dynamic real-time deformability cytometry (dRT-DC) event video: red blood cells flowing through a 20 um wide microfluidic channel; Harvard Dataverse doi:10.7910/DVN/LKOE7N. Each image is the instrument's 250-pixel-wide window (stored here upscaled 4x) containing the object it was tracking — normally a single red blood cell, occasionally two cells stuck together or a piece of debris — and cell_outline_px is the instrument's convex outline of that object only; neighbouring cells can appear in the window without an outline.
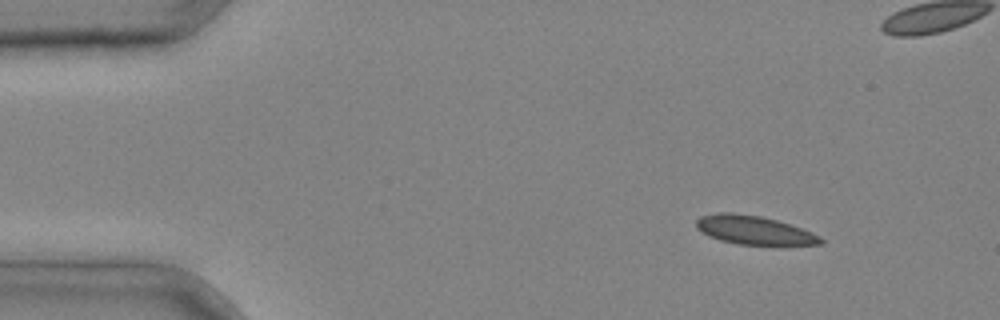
{"species": "common noctule bat (a hibernating species)", "species_latin": "Nyctalus noctula", "temperature_condition": "cold", "stored_images_in_passage": 4, "camera_frame_rate_fps": 3000, "um_per_image_px": 0.085, "animal": {"sex": "male", "body_mass_g": 20.4}, "frame": {"image": 1, "passage_image": 1, "time_ms": 0.0, "image_size_px": [1000, 320], "cell_outline_px": [[824, 244], [740, 244], [720, 240], [708, 236], [696, 228], [696, 220], [700, 216], [716, 212], [732, 212], [760, 216], [776, 220], [812, 232], [820, 236], [824, 240]], "centroid_in_image_um": [64.04, 19.54], "position_along_channel_um": 21.0, "area_um2": 20.58}}